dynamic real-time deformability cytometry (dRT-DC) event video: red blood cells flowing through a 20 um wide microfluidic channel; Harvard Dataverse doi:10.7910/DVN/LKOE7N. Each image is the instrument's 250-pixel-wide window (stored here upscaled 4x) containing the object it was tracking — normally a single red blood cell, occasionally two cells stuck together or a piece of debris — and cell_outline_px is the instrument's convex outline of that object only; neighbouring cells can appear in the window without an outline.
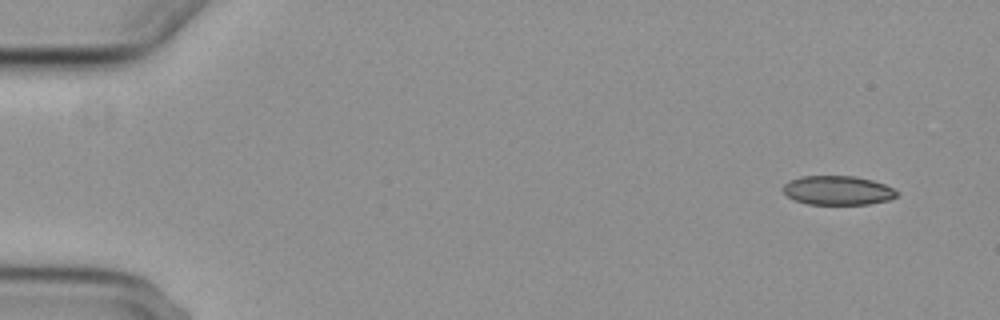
{"species": "common noctule bat (a hibernating species)", "species_latin": "Nyctalus noctula", "temperature_condition": "cold", "stored_images_in_passage": 7, "camera_frame_rate_fps": 3000, "um_per_image_px": 0.085, "animal": {"sex": "female", "body_mass_g": 29.2, "forearm_length_mm": 56.3}, "frame": {"image": 1, "passage_image": 1, "time_ms": 0.0, "image_size_px": [1000, 320], "cell_outline_px": [[900, 192], [896, 196], [888, 200], [868, 204], [808, 204], [796, 200], [788, 196], [780, 188], [788, 180], [800, 176], [856, 176], [872, 180], [884, 184]], "centroid_in_image_um": [71.18, 16.17], "position_along_channel_um": 13.8, "area_um2": 19.36}}
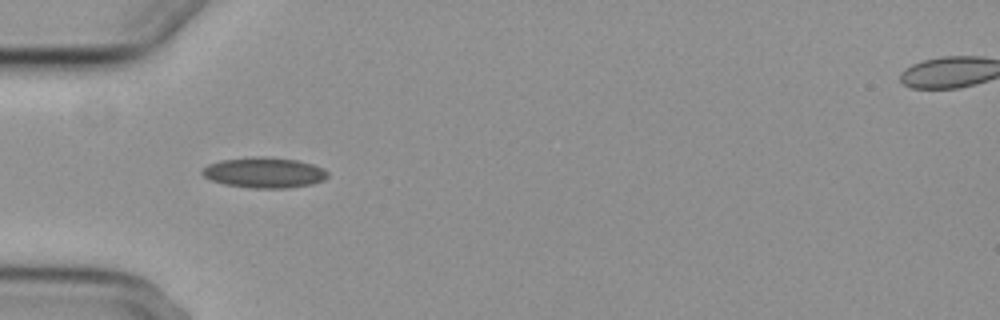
{"frame": {"image": 2, "passage_image": 5, "time_ms": 4.667, "image_size_px": [1000, 320], "cell_outline_px": [[328, 176], [324, 180], [312, 184], [288, 188], [252, 188], [224, 184], [212, 180], [204, 176], [200, 172], [208, 164], [220, 160], [252, 156], [264, 156], [296, 160], [312, 164], [324, 168], [328, 172]], "centroid_in_image_um": [22.47, 14.66], "position_along_channel_um": 62.5, "area_um2": 22.43}}
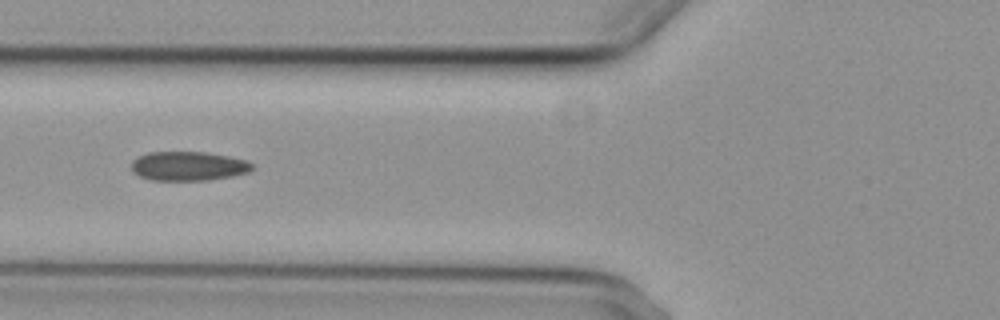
{"frame": {"image": 3, "passage_image": 6, "time_ms": 6.0, "image_size_px": [1000, 320], "cell_outline_px": [[252, 168], [248, 172], [232, 176], [208, 180], [152, 180], [140, 176], [132, 172], [132, 160], [148, 152], [204, 152], [228, 156], [244, 160], [252, 164]], "centroid_in_image_um": [15.98, 14.12], "position_along_channel_um": 109.8, "area_um2": 20.35}}